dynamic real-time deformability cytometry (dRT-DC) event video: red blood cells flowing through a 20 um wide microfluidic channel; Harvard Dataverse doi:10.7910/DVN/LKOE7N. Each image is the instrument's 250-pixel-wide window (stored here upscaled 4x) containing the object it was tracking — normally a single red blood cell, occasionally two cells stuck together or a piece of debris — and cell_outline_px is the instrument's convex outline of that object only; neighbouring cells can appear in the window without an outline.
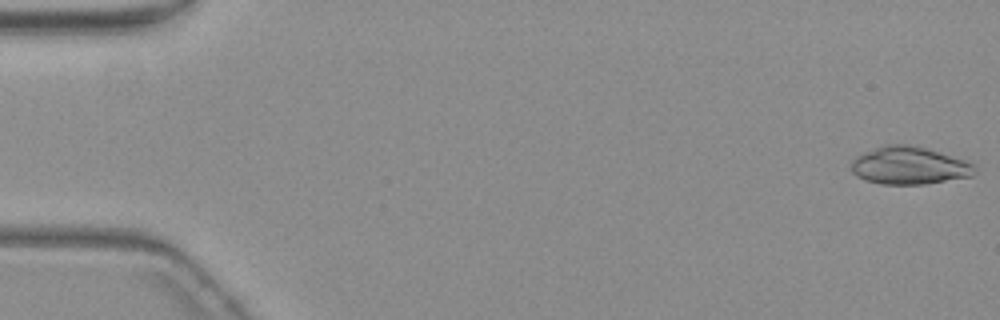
{"species": "common noctule bat (a hibernating species)", "species_latin": "Nyctalus noctula", "temperature_condition": "warm", "stored_images_in_passage": 34, "camera_frame_rate_fps": 3000, "um_per_image_px": 0.085, "animal": {"sex": "female", "body_mass_g": 19.3, "forearm_length_mm": 54.1}, "frame": {"image": 1, "passage_image": 1, "time_ms": 0.0, "image_size_px": [1000, 320], "cell_outline_px": [[976, 172], [972, 176], [924, 184], [880, 184], [864, 180], [856, 176], [852, 172], [852, 160], [856, 156], [884, 144], [908, 144], [924, 148], [964, 160], [976, 164]], "centroid_in_image_um": [77.27, 14.08], "position_along_channel_um": 7.7, "area_um2": 26.99}}
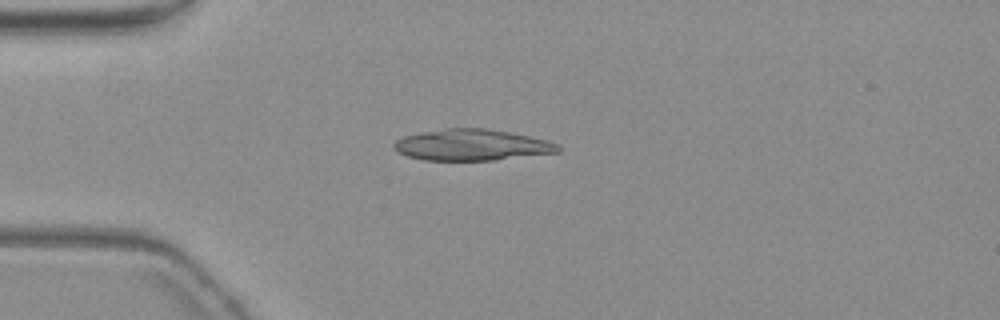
{"frame": {"image": 2, "passage_image": 15, "time_ms": 4.667, "image_size_px": [1000, 320], "cell_outline_px": [[560, 152], [492, 160], [424, 160], [408, 156], [396, 152], [392, 148], [392, 144], [396, 140], [404, 136], [420, 132], [448, 128], [488, 128], [548, 140], [560, 144]], "centroid_in_image_um": [40.08, 12.32], "position_along_channel_um": 44.9, "area_um2": 29.94}}